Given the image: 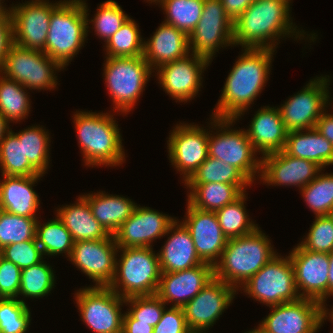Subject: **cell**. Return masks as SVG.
<instances>
[{
    "mask_svg": "<svg viewBox=\"0 0 333 333\" xmlns=\"http://www.w3.org/2000/svg\"><path fill=\"white\" fill-rule=\"evenodd\" d=\"M227 16L233 21L250 6L254 0H220Z\"/></svg>",
    "mask_w": 333,
    "mask_h": 333,
    "instance_id": "cell-53",
    "label": "cell"
},
{
    "mask_svg": "<svg viewBox=\"0 0 333 333\" xmlns=\"http://www.w3.org/2000/svg\"><path fill=\"white\" fill-rule=\"evenodd\" d=\"M244 333H269L264 328H262L259 324L256 328L246 331Z\"/></svg>",
    "mask_w": 333,
    "mask_h": 333,
    "instance_id": "cell-59",
    "label": "cell"
},
{
    "mask_svg": "<svg viewBox=\"0 0 333 333\" xmlns=\"http://www.w3.org/2000/svg\"><path fill=\"white\" fill-rule=\"evenodd\" d=\"M44 175H1L0 198L2 210L22 217L36 218L39 210V195L33 189Z\"/></svg>",
    "mask_w": 333,
    "mask_h": 333,
    "instance_id": "cell-28",
    "label": "cell"
},
{
    "mask_svg": "<svg viewBox=\"0 0 333 333\" xmlns=\"http://www.w3.org/2000/svg\"><path fill=\"white\" fill-rule=\"evenodd\" d=\"M288 255L294 268L295 285L299 296L326 304L329 277L328 254L305 250L298 243Z\"/></svg>",
    "mask_w": 333,
    "mask_h": 333,
    "instance_id": "cell-19",
    "label": "cell"
},
{
    "mask_svg": "<svg viewBox=\"0 0 333 333\" xmlns=\"http://www.w3.org/2000/svg\"><path fill=\"white\" fill-rule=\"evenodd\" d=\"M189 330L183 308L167 307L153 333H187Z\"/></svg>",
    "mask_w": 333,
    "mask_h": 333,
    "instance_id": "cell-50",
    "label": "cell"
},
{
    "mask_svg": "<svg viewBox=\"0 0 333 333\" xmlns=\"http://www.w3.org/2000/svg\"><path fill=\"white\" fill-rule=\"evenodd\" d=\"M146 1L149 2L150 4H152V3L157 4L159 2V0H146Z\"/></svg>",
    "mask_w": 333,
    "mask_h": 333,
    "instance_id": "cell-60",
    "label": "cell"
},
{
    "mask_svg": "<svg viewBox=\"0 0 333 333\" xmlns=\"http://www.w3.org/2000/svg\"><path fill=\"white\" fill-rule=\"evenodd\" d=\"M28 90L0 73V113L9 123L24 121L31 111Z\"/></svg>",
    "mask_w": 333,
    "mask_h": 333,
    "instance_id": "cell-34",
    "label": "cell"
},
{
    "mask_svg": "<svg viewBox=\"0 0 333 333\" xmlns=\"http://www.w3.org/2000/svg\"><path fill=\"white\" fill-rule=\"evenodd\" d=\"M186 206V214L181 222L189 230L199 258L214 266L220 260L228 239L222 232L215 212L194 208L188 202Z\"/></svg>",
    "mask_w": 333,
    "mask_h": 333,
    "instance_id": "cell-23",
    "label": "cell"
},
{
    "mask_svg": "<svg viewBox=\"0 0 333 333\" xmlns=\"http://www.w3.org/2000/svg\"><path fill=\"white\" fill-rule=\"evenodd\" d=\"M210 119L211 122L208 123V126L210 125L208 156L235 166L252 183L256 178L259 180L261 157H257V151L249 140L245 129L231 128L236 123V119L213 116Z\"/></svg>",
    "mask_w": 333,
    "mask_h": 333,
    "instance_id": "cell-8",
    "label": "cell"
},
{
    "mask_svg": "<svg viewBox=\"0 0 333 333\" xmlns=\"http://www.w3.org/2000/svg\"><path fill=\"white\" fill-rule=\"evenodd\" d=\"M209 129L194 123H177L167 140L168 159L186 183L208 158Z\"/></svg>",
    "mask_w": 333,
    "mask_h": 333,
    "instance_id": "cell-14",
    "label": "cell"
},
{
    "mask_svg": "<svg viewBox=\"0 0 333 333\" xmlns=\"http://www.w3.org/2000/svg\"><path fill=\"white\" fill-rule=\"evenodd\" d=\"M57 217L71 233L74 242L101 240L110 234L94 218L89 203L81 196L74 204H65L55 210Z\"/></svg>",
    "mask_w": 333,
    "mask_h": 333,
    "instance_id": "cell-30",
    "label": "cell"
},
{
    "mask_svg": "<svg viewBox=\"0 0 333 333\" xmlns=\"http://www.w3.org/2000/svg\"><path fill=\"white\" fill-rule=\"evenodd\" d=\"M176 217L137 204L132 215L113 235L118 248L151 247L165 236Z\"/></svg>",
    "mask_w": 333,
    "mask_h": 333,
    "instance_id": "cell-21",
    "label": "cell"
},
{
    "mask_svg": "<svg viewBox=\"0 0 333 333\" xmlns=\"http://www.w3.org/2000/svg\"><path fill=\"white\" fill-rule=\"evenodd\" d=\"M283 150L293 157L313 161L323 169L333 165V145L315 128L288 132Z\"/></svg>",
    "mask_w": 333,
    "mask_h": 333,
    "instance_id": "cell-31",
    "label": "cell"
},
{
    "mask_svg": "<svg viewBox=\"0 0 333 333\" xmlns=\"http://www.w3.org/2000/svg\"><path fill=\"white\" fill-rule=\"evenodd\" d=\"M269 308L270 313L259 323L269 333H317L323 327L322 304L316 300L299 298Z\"/></svg>",
    "mask_w": 333,
    "mask_h": 333,
    "instance_id": "cell-18",
    "label": "cell"
},
{
    "mask_svg": "<svg viewBox=\"0 0 333 333\" xmlns=\"http://www.w3.org/2000/svg\"><path fill=\"white\" fill-rule=\"evenodd\" d=\"M63 69L43 51L24 49L13 44L4 58L0 73L28 90L51 91L57 87L56 73Z\"/></svg>",
    "mask_w": 333,
    "mask_h": 333,
    "instance_id": "cell-9",
    "label": "cell"
},
{
    "mask_svg": "<svg viewBox=\"0 0 333 333\" xmlns=\"http://www.w3.org/2000/svg\"><path fill=\"white\" fill-rule=\"evenodd\" d=\"M189 37V50L213 61L220 48L233 46V21L220 0H204L202 16Z\"/></svg>",
    "mask_w": 333,
    "mask_h": 333,
    "instance_id": "cell-13",
    "label": "cell"
},
{
    "mask_svg": "<svg viewBox=\"0 0 333 333\" xmlns=\"http://www.w3.org/2000/svg\"><path fill=\"white\" fill-rule=\"evenodd\" d=\"M328 216L333 220V207H332V209H331V211H330V213H329Z\"/></svg>",
    "mask_w": 333,
    "mask_h": 333,
    "instance_id": "cell-62",
    "label": "cell"
},
{
    "mask_svg": "<svg viewBox=\"0 0 333 333\" xmlns=\"http://www.w3.org/2000/svg\"><path fill=\"white\" fill-rule=\"evenodd\" d=\"M0 255L17 265L21 270L41 262L43 256L36 238L20 243H13L0 250Z\"/></svg>",
    "mask_w": 333,
    "mask_h": 333,
    "instance_id": "cell-48",
    "label": "cell"
},
{
    "mask_svg": "<svg viewBox=\"0 0 333 333\" xmlns=\"http://www.w3.org/2000/svg\"><path fill=\"white\" fill-rule=\"evenodd\" d=\"M118 253L115 276L108 287L125 299L156 294L161 276L158 253L151 247L118 248Z\"/></svg>",
    "mask_w": 333,
    "mask_h": 333,
    "instance_id": "cell-6",
    "label": "cell"
},
{
    "mask_svg": "<svg viewBox=\"0 0 333 333\" xmlns=\"http://www.w3.org/2000/svg\"><path fill=\"white\" fill-rule=\"evenodd\" d=\"M2 211V207H1V198H0V212Z\"/></svg>",
    "mask_w": 333,
    "mask_h": 333,
    "instance_id": "cell-63",
    "label": "cell"
},
{
    "mask_svg": "<svg viewBox=\"0 0 333 333\" xmlns=\"http://www.w3.org/2000/svg\"><path fill=\"white\" fill-rule=\"evenodd\" d=\"M55 276L52 266L44 259L31 267L23 269L18 293L19 300L26 303V297L28 299L29 297L39 299L50 295L55 287ZM20 296L25 299L23 300Z\"/></svg>",
    "mask_w": 333,
    "mask_h": 333,
    "instance_id": "cell-39",
    "label": "cell"
},
{
    "mask_svg": "<svg viewBox=\"0 0 333 333\" xmlns=\"http://www.w3.org/2000/svg\"><path fill=\"white\" fill-rule=\"evenodd\" d=\"M249 127L245 129L254 149L262 157L284 149L288 131L282 121L279 108L263 106L255 112Z\"/></svg>",
    "mask_w": 333,
    "mask_h": 333,
    "instance_id": "cell-25",
    "label": "cell"
},
{
    "mask_svg": "<svg viewBox=\"0 0 333 333\" xmlns=\"http://www.w3.org/2000/svg\"><path fill=\"white\" fill-rule=\"evenodd\" d=\"M48 131L44 126L36 124L14 132L19 140L23 141L24 156L42 175H45L48 167H50L51 137Z\"/></svg>",
    "mask_w": 333,
    "mask_h": 333,
    "instance_id": "cell-35",
    "label": "cell"
},
{
    "mask_svg": "<svg viewBox=\"0 0 333 333\" xmlns=\"http://www.w3.org/2000/svg\"><path fill=\"white\" fill-rule=\"evenodd\" d=\"M63 1L30 0L11 4L13 42L24 49L43 50L52 12Z\"/></svg>",
    "mask_w": 333,
    "mask_h": 333,
    "instance_id": "cell-15",
    "label": "cell"
},
{
    "mask_svg": "<svg viewBox=\"0 0 333 333\" xmlns=\"http://www.w3.org/2000/svg\"><path fill=\"white\" fill-rule=\"evenodd\" d=\"M84 5V12L87 16V29L92 24L95 35L99 36L106 43L114 33L130 18L122 7L114 0H107L97 7V13L93 19H89V8L85 0H81Z\"/></svg>",
    "mask_w": 333,
    "mask_h": 333,
    "instance_id": "cell-41",
    "label": "cell"
},
{
    "mask_svg": "<svg viewBox=\"0 0 333 333\" xmlns=\"http://www.w3.org/2000/svg\"><path fill=\"white\" fill-rule=\"evenodd\" d=\"M188 188V203L200 210L217 211L233 203L243 192L233 184L206 183L184 184Z\"/></svg>",
    "mask_w": 333,
    "mask_h": 333,
    "instance_id": "cell-32",
    "label": "cell"
},
{
    "mask_svg": "<svg viewBox=\"0 0 333 333\" xmlns=\"http://www.w3.org/2000/svg\"><path fill=\"white\" fill-rule=\"evenodd\" d=\"M233 63L210 116L239 120L261 94L270 77L273 49L244 48Z\"/></svg>",
    "mask_w": 333,
    "mask_h": 333,
    "instance_id": "cell-2",
    "label": "cell"
},
{
    "mask_svg": "<svg viewBox=\"0 0 333 333\" xmlns=\"http://www.w3.org/2000/svg\"><path fill=\"white\" fill-rule=\"evenodd\" d=\"M323 170L313 161L293 157L282 150L261 157L259 179L267 186H296L300 190Z\"/></svg>",
    "mask_w": 333,
    "mask_h": 333,
    "instance_id": "cell-22",
    "label": "cell"
},
{
    "mask_svg": "<svg viewBox=\"0 0 333 333\" xmlns=\"http://www.w3.org/2000/svg\"><path fill=\"white\" fill-rule=\"evenodd\" d=\"M290 1L254 0L233 23L234 46L276 50L280 39L286 37H293L294 41L297 38L309 39V43L316 41L318 35L315 32L306 34L293 23Z\"/></svg>",
    "mask_w": 333,
    "mask_h": 333,
    "instance_id": "cell-1",
    "label": "cell"
},
{
    "mask_svg": "<svg viewBox=\"0 0 333 333\" xmlns=\"http://www.w3.org/2000/svg\"><path fill=\"white\" fill-rule=\"evenodd\" d=\"M82 321L94 333H122L125 298L108 286H85L75 292Z\"/></svg>",
    "mask_w": 333,
    "mask_h": 333,
    "instance_id": "cell-12",
    "label": "cell"
},
{
    "mask_svg": "<svg viewBox=\"0 0 333 333\" xmlns=\"http://www.w3.org/2000/svg\"><path fill=\"white\" fill-rule=\"evenodd\" d=\"M89 31L83 2L63 0L51 14L42 51L65 69L84 47Z\"/></svg>",
    "mask_w": 333,
    "mask_h": 333,
    "instance_id": "cell-5",
    "label": "cell"
},
{
    "mask_svg": "<svg viewBox=\"0 0 333 333\" xmlns=\"http://www.w3.org/2000/svg\"><path fill=\"white\" fill-rule=\"evenodd\" d=\"M18 298H0V333H28L31 312Z\"/></svg>",
    "mask_w": 333,
    "mask_h": 333,
    "instance_id": "cell-45",
    "label": "cell"
},
{
    "mask_svg": "<svg viewBox=\"0 0 333 333\" xmlns=\"http://www.w3.org/2000/svg\"><path fill=\"white\" fill-rule=\"evenodd\" d=\"M154 327L138 322L128 311L123 314L122 333H153Z\"/></svg>",
    "mask_w": 333,
    "mask_h": 333,
    "instance_id": "cell-52",
    "label": "cell"
},
{
    "mask_svg": "<svg viewBox=\"0 0 333 333\" xmlns=\"http://www.w3.org/2000/svg\"><path fill=\"white\" fill-rule=\"evenodd\" d=\"M300 191L306 205L315 216L329 215L333 207V173L320 172Z\"/></svg>",
    "mask_w": 333,
    "mask_h": 333,
    "instance_id": "cell-43",
    "label": "cell"
},
{
    "mask_svg": "<svg viewBox=\"0 0 333 333\" xmlns=\"http://www.w3.org/2000/svg\"><path fill=\"white\" fill-rule=\"evenodd\" d=\"M13 42L11 17H0V67Z\"/></svg>",
    "mask_w": 333,
    "mask_h": 333,
    "instance_id": "cell-51",
    "label": "cell"
},
{
    "mask_svg": "<svg viewBox=\"0 0 333 333\" xmlns=\"http://www.w3.org/2000/svg\"><path fill=\"white\" fill-rule=\"evenodd\" d=\"M187 333H204V332L198 330H189Z\"/></svg>",
    "mask_w": 333,
    "mask_h": 333,
    "instance_id": "cell-61",
    "label": "cell"
},
{
    "mask_svg": "<svg viewBox=\"0 0 333 333\" xmlns=\"http://www.w3.org/2000/svg\"><path fill=\"white\" fill-rule=\"evenodd\" d=\"M36 240L43 256H57L63 253L70 257L74 240L63 222L57 217L41 224L38 219L36 225Z\"/></svg>",
    "mask_w": 333,
    "mask_h": 333,
    "instance_id": "cell-36",
    "label": "cell"
},
{
    "mask_svg": "<svg viewBox=\"0 0 333 333\" xmlns=\"http://www.w3.org/2000/svg\"><path fill=\"white\" fill-rule=\"evenodd\" d=\"M146 40H144L143 57L153 71L161 65L190 54L189 37L181 30L164 22L158 26L150 39Z\"/></svg>",
    "mask_w": 333,
    "mask_h": 333,
    "instance_id": "cell-27",
    "label": "cell"
},
{
    "mask_svg": "<svg viewBox=\"0 0 333 333\" xmlns=\"http://www.w3.org/2000/svg\"><path fill=\"white\" fill-rule=\"evenodd\" d=\"M156 5L166 14L164 23L189 36L202 16L204 0H159Z\"/></svg>",
    "mask_w": 333,
    "mask_h": 333,
    "instance_id": "cell-38",
    "label": "cell"
},
{
    "mask_svg": "<svg viewBox=\"0 0 333 333\" xmlns=\"http://www.w3.org/2000/svg\"><path fill=\"white\" fill-rule=\"evenodd\" d=\"M226 183L236 185L243 193L253 184L238 168L209 157L185 184Z\"/></svg>",
    "mask_w": 333,
    "mask_h": 333,
    "instance_id": "cell-33",
    "label": "cell"
},
{
    "mask_svg": "<svg viewBox=\"0 0 333 333\" xmlns=\"http://www.w3.org/2000/svg\"><path fill=\"white\" fill-rule=\"evenodd\" d=\"M260 226L252 233L228 239L220 260L214 265V277L237 291L278 253Z\"/></svg>",
    "mask_w": 333,
    "mask_h": 333,
    "instance_id": "cell-4",
    "label": "cell"
},
{
    "mask_svg": "<svg viewBox=\"0 0 333 333\" xmlns=\"http://www.w3.org/2000/svg\"><path fill=\"white\" fill-rule=\"evenodd\" d=\"M4 0H0V17H11V8L3 5Z\"/></svg>",
    "mask_w": 333,
    "mask_h": 333,
    "instance_id": "cell-58",
    "label": "cell"
},
{
    "mask_svg": "<svg viewBox=\"0 0 333 333\" xmlns=\"http://www.w3.org/2000/svg\"><path fill=\"white\" fill-rule=\"evenodd\" d=\"M22 270L0 255V298H18Z\"/></svg>",
    "mask_w": 333,
    "mask_h": 333,
    "instance_id": "cell-49",
    "label": "cell"
},
{
    "mask_svg": "<svg viewBox=\"0 0 333 333\" xmlns=\"http://www.w3.org/2000/svg\"><path fill=\"white\" fill-rule=\"evenodd\" d=\"M128 312L138 322L148 323L155 327L160 321L166 304L156 295L132 296L125 299Z\"/></svg>",
    "mask_w": 333,
    "mask_h": 333,
    "instance_id": "cell-47",
    "label": "cell"
},
{
    "mask_svg": "<svg viewBox=\"0 0 333 333\" xmlns=\"http://www.w3.org/2000/svg\"><path fill=\"white\" fill-rule=\"evenodd\" d=\"M330 77L321 75L310 79L300 91L278 107L288 132L315 128L318 119L332 104Z\"/></svg>",
    "mask_w": 333,
    "mask_h": 333,
    "instance_id": "cell-11",
    "label": "cell"
},
{
    "mask_svg": "<svg viewBox=\"0 0 333 333\" xmlns=\"http://www.w3.org/2000/svg\"><path fill=\"white\" fill-rule=\"evenodd\" d=\"M1 175L34 176L40 174L24 156L23 141L11 129L0 143Z\"/></svg>",
    "mask_w": 333,
    "mask_h": 333,
    "instance_id": "cell-40",
    "label": "cell"
},
{
    "mask_svg": "<svg viewBox=\"0 0 333 333\" xmlns=\"http://www.w3.org/2000/svg\"><path fill=\"white\" fill-rule=\"evenodd\" d=\"M88 203L94 218L110 234L114 235L133 213L137 203L122 195L105 191L80 194Z\"/></svg>",
    "mask_w": 333,
    "mask_h": 333,
    "instance_id": "cell-29",
    "label": "cell"
},
{
    "mask_svg": "<svg viewBox=\"0 0 333 333\" xmlns=\"http://www.w3.org/2000/svg\"><path fill=\"white\" fill-rule=\"evenodd\" d=\"M236 294L235 288L214 277L183 307L188 328L208 333L232 304Z\"/></svg>",
    "mask_w": 333,
    "mask_h": 333,
    "instance_id": "cell-20",
    "label": "cell"
},
{
    "mask_svg": "<svg viewBox=\"0 0 333 333\" xmlns=\"http://www.w3.org/2000/svg\"><path fill=\"white\" fill-rule=\"evenodd\" d=\"M10 123L6 118L0 113V143L3 140L4 136L11 130L9 126Z\"/></svg>",
    "mask_w": 333,
    "mask_h": 333,
    "instance_id": "cell-56",
    "label": "cell"
},
{
    "mask_svg": "<svg viewBox=\"0 0 333 333\" xmlns=\"http://www.w3.org/2000/svg\"><path fill=\"white\" fill-rule=\"evenodd\" d=\"M103 79L113 113L128 114L137 104L153 71L143 56L105 57Z\"/></svg>",
    "mask_w": 333,
    "mask_h": 333,
    "instance_id": "cell-7",
    "label": "cell"
},
{
    "mask_svg": "<svg viewBox=\"0 0 333 333\" xmlns=\"http://www.w3.org/2000/svg\"><path fill=\"white\" fill-rule=\"evenodd\" d=\"M247 195L245 192L233 203L215 211L219 225L227 239L248 235L258 228V224H255L247 214L244 205Z\"/></svg>",
    "mask_w": 333,
    "mask_h": 333,
    "instance_id": "cell-37",
    "label": "cell"
},
{
    "mask_svg": "<svg viewBox=\"0 0 333 333\" xmlns=\"http://www.w3.org/2000/svg\"><path fill=\"white\" fill-rule=\"evenodd\" d=\"M111 111H76L73 123L84 165L90 167L122 165L126 160L122 136Z\"/></svg>",
    "mask_w": 333,
    "mask_h": 333,
    "instance_id": "cell-3",
    "label": "cell"
},
{
    "mask_svg": "<svg viewBox=\"0 0 333 333\" xmlns=\"http://www.w3.org/2000/svg\"><path fill=\"white\" fill-rule=\"evenodd\" d=\"M38 219L0 212V250L5 246L34 240Z\"/></svg>",
    "mask_w": 333,
    "mask_h": 333,
    "instance_id": "cell-44",
    "label": "cell"
},
{
    "mask_svg": "<svg viewBox=\"0 0 333 333\" xmlns=\"http://www.w3.org/2000/svg\"><path fill=\"white\" fill-rule=\"evenodd\" d=\"M315 129L333 145V114L326 109L318 119Z\"/></svg>",
    "mask_w": 333,
    "mask_h": 333,
    "instance_id": "cell-54",
    "label": "cell"
},
{
    "mask_svg": "<svg viewBox=\"0 0 333 333\" xmlns=\"http://www.w3.org/2000/svg\"><path fill=\"white\" fill-rule=\"evenodd\" d=\"M118 246L113 235L101 240L74 242L68 260L94 282L93 286H109L116 272Z\"/></svg>",
    "mask_w": 333,
    "mask_h": 333,
    "instance_id": "cell-17",
    "label": "cell"
},
{
    "mask_svg": "<svg viewBox=\"0 0 333 333\" xmlns=\"http://www.w3.org/2000/svg\"><path fill=\"white\" fill-rule=\"evenodd\" d=\"M326 306H327V304L326 305L322 304V310H321L322 324L327 319L330 320V322L333 324V306H332L331 310H329Z\"/></svg>",
    "mask_w": 333,
    "mask_h": 333,
    "instance_id": "cell-57",
    "label": "cell"
},
{
    "mask_svg": "<svg viewBox=\"0 0 333 333\" xmlns=\"http://www.w3.org/2000/svg\"><path fill=\"white\" fill-rule=\"evenodd\" d=\"M165 235L170 236L158 252L161 273L183 271L204 263L197 255L189 230L179 219Z\"/></svg>",
    "mask_w": 333,
    "mask_h": 333,
    "instance_id": "cell-26",
    "label": "cell"
},
{
    "mask_svg": "<svg viewBox=\"0 0 333 333\" xmlns=\"http://www.w3.org/2000/svg\"><path fill=\"white\" fill-rule=\"evenodd\" d=\"M144 38L139 25L131 17L104 43L105 57H135L143 56Z\"/></svg>",
    "mask_w": 333,
    "mask_h": 333,
    "instance_id": "cell-42",
    "label": "cell"
},
{
    "mask_svg": "<svg viewBox=\"0 0 333 333\" xmlns=\"http://www.w3.org/2000/svg\"><path fill=\"white\" fill-rule=\"evenodd\" d=\"M211 62L199 55L186 57L161 65L155 71L158 83L175 102H190L201 91L203 73Z\"/></svg>",
    "mask_w": 333,
    "mask_h": 333,
    "instance_id": "cell-16",
    "label": "cell"
},
{
    "mask_svg": "<svg viewBox=\"0 0 333 333\" xmlns=\"http://www.w3.org/2000/svg\"><path fill=\"white\" fill-rule=\"evenodd\" d=\"M242 290L245 295L268 307L301 298L289 255L284 258L279 253L238 289Z\"/></svg>",
    "mask_w": 333,
    "mask_h": 333,
    "instance_id": "cell-10",
    "label": "cell"
},
{
    "mask_svg": "<svg viewBox=\"0 0 333 333\" xmlns=\"http://www.w3.org/2000/svg\"><path fill=\"white\" fill-rule=\"evenodd\" d=\"M299 244L305 250L329 254L333 251V220L328 215L316 216Z\"/></svg>",
    "mask_w": 333,
    "mask_h": 333,
    "instance_id": "cell-46",
    "label": "cell"
},
{
    "mask_svg": "<svg viewBox=\"0 0 333 333\" xmlns=\"http://www.w3.org/2000/svg\"><path fill=\"white\" fill-rule=\"evenodd\" d=\"M214 278L209 263L178 272L161 273L156 295L170 307H184Z\"/></svg>",
    "mask_w": 333,
    "mask_h": 333,
    "instance_id": "cell-24",
    "label": "cell"
},
{
    "mask_svg": "<svg viewBox=\"0 0 333 333\" xmlns=\"http://www.w3.org/2000/svg\"><path fill=\"white\" fill-rule=\"evenodd\" d=\"M328 298L333 296V251L329 254Z\"/></svg>",
    "mask_w": 333,
    "mask_h": 333,
    "instance_id": "cell-55",
    "label": "cell"
}]
</instances>
